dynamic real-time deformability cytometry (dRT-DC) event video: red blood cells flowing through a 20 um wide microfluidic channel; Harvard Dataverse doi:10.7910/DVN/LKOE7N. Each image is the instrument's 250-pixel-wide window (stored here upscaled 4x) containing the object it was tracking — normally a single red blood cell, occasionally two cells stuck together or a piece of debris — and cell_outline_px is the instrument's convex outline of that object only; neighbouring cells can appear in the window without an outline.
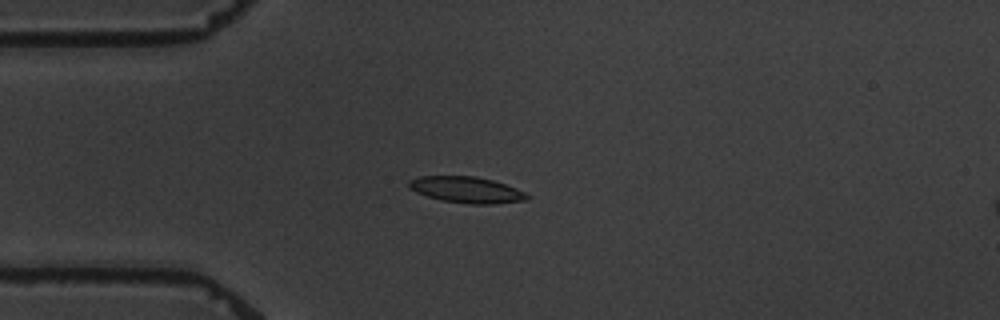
{"species": "common noctule bat (a hibernating species)", "species_latin": "Nyctalus noctula", "temperature_condition": "warm", "stored_images_in_passage": 13, "camera_frame_rate_fps": 3000, "um_per_image_px": 0.085, "animal": {"sex": "male", "body_mass_g": 19.5, "forearm_length_mm": 54.6}, "frame": {"image": 1, "passage_image": 4, "time_ms": 4.667, "image_size_px": [1000, 320], "cell_outline_px": [[532, 196], [528, 200], [492, 204], [472, 204], [440, 200], [416, 192], [408, 188], [408, 180], [416, 176], [476, 176], [492, 180], [516, 188]], "centroid_in_image_um": [39.64, 16.13], "position_along_channel_um": 45.4, "area_um2": 18.15}}
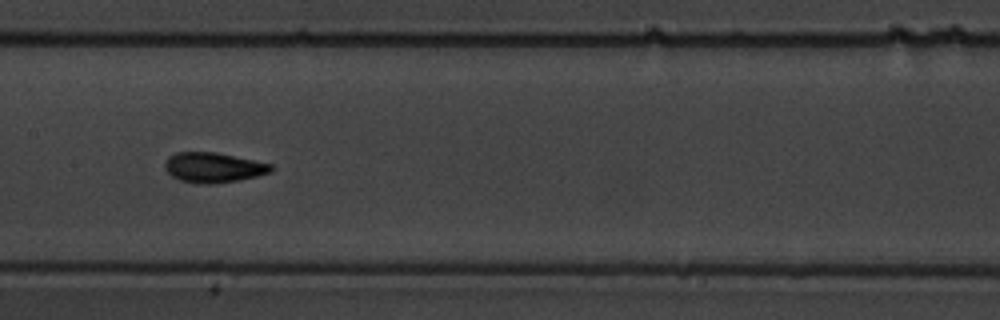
{"frame": {"image": 2, "passage_image": 8, "time_ms": 9.333, "image_size_px": [1000, 320], "cell_outline_px": [[276, 168], [272, 172], [256, 176], [236, 180], [212, 184], [204, 184], [180, 180], [172, 176], [164, 168], [164, 164], [168, 156], [176, 152], [216, 152], [272, 164]], "centroid_in_image_um": [18.14, 14.23], "position_along_channel_um": 189.3, "area_um2": 18.55}}
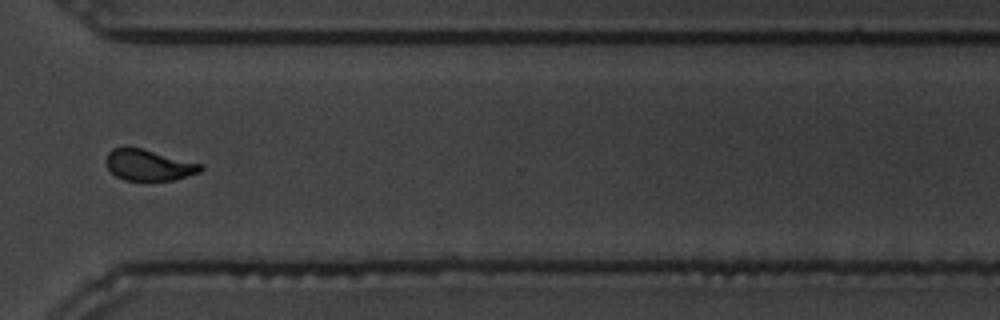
{"frame": {"image": 3, "passage_image": 12, "time_ms": 14.333, "image_size_px": [1000, 320], "cell_outline_px": [[204, 168], [200, 172], [172, 180], [124, 180], [116, 176], [108, 168], [108, 152], [112, 148], [140, 148], [204, 164]], "centroid_in_image_um": [12.69, 14.04], "position_along_channel_um": 357.9, "area_um2": 16.76}, "authors_computed_cell_mechanics": {"area_um2": 17.5712, "velocity_mm_per_s": 3.3847, "shape_relaxation_time_tau1_ms": 4.0792, "shape_relaxation_time_tau2_ms": 1.9645, "deformation_change_tau1": 0.1399, "deformation_change_tau2": 0.0799}}